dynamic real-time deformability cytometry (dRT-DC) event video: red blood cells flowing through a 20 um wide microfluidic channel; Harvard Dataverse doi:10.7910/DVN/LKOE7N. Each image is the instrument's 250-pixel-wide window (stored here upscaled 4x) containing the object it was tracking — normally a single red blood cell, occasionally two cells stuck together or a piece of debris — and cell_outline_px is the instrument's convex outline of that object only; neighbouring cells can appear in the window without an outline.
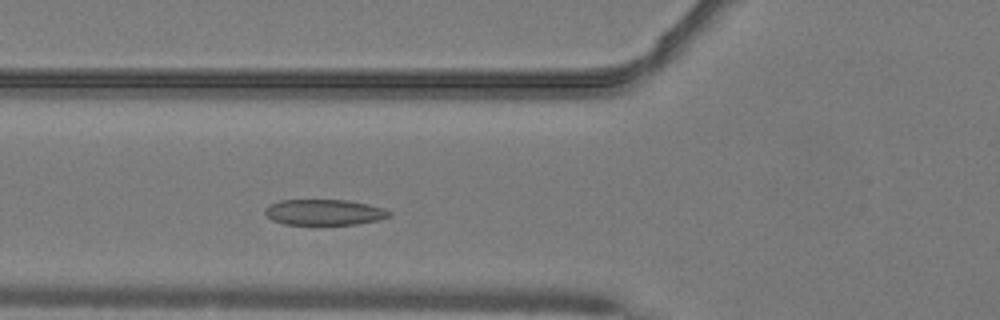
{"species": "common noctule bat (a hibernating species)", "species_latin": "Nyctalus noctula", "temperature_condition": "warm", "stored_images_in_passage": 41, "camera_frame_rate_fps": 3000, "um_per_image_px": 0.085, "animal": {"sex": "male", "body_mass_g": 19.2, "forearm_length_mm": 51.8}, "frame": {"image": 1, "passage_image": 9, "time_ms": 2.667, "image_size_px": [1000, 320], "cell_outline_px": [[392, 216], [376, 220], [356, 224], [284, 224], [272, 220], [264, 212], [264, 208], [280, 200], [348, 200], [368, 204], [384, 208], [392, 212]], "centroid_in_image_um": [27.58, 18.03], "position_along_channel_um": 98.2, "area_um2": 18.55}}
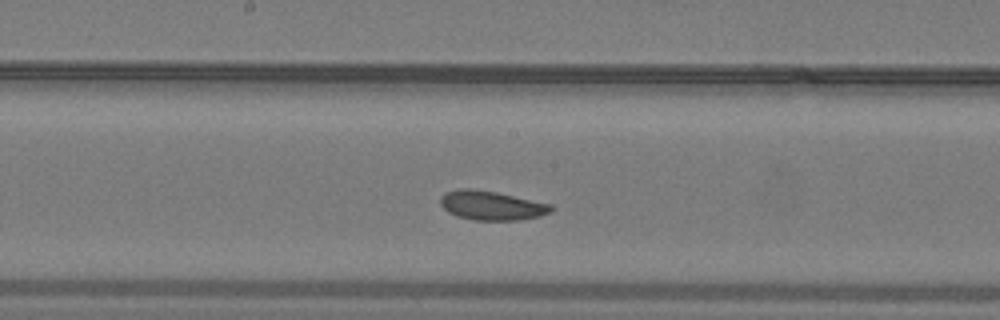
{"frame": {"image": 2, "passage_image": 17, "time_ms": 5.333, "image_size_px": [1000, 320], "cell_outline_px": [[556, 208], [552, 212], [540, 216], [520, 220], [476, 220], [456, 216], [448, 212], [440, 204], [440, 196], [444, 192], [460, 188], [472, 188], [496, 192], [552, 204]], "centroid_in_image_um": [41.79, 17.46], "position_along_channel_um": 206.4, "area_um2": 19.07}}
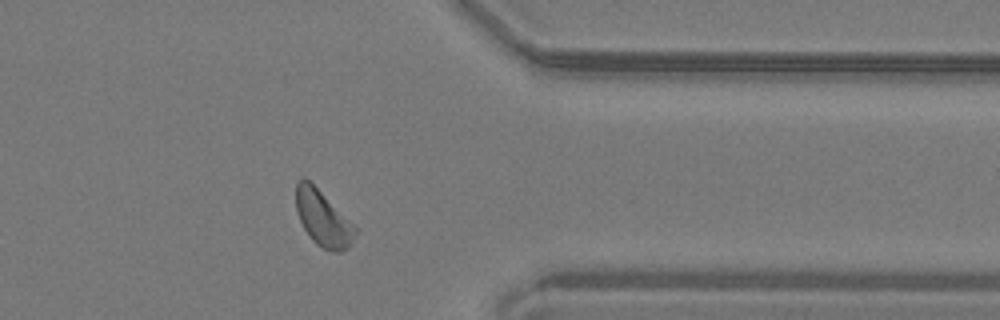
{"frame": {"image": 3, "passage_image": 31, "time_ms": 10.0, "image_size_px": [1000, 320], "cell_outline_px": [[360, 228], [352, 244], [340, 252], [332, 252], [316, 244], [312, 240], [304, 228], [296, 212], [296, 180], [304, 176]], "centroid_in_image_um": [27.49, 18.57], "position_along_channel_um": 383.9, "area_um2": 19.59}, "authors_computed_cell_mechanics": {"area_um2": 19.3052, "velocity_mm_per_s": 4.0396, "shape_relaxation_time_tau1_ms": 4.6848, "shape_relaxation_time_tau2_ms": 2.2864, "deformation_change_tau1": 0.1062, "deformation_change_tau2": 0.058}}